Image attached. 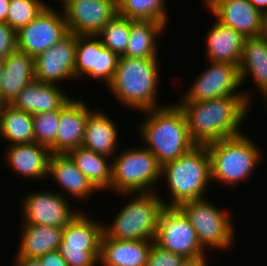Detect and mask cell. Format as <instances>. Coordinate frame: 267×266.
<instances>
[{
	"label": "cell",
	"instance_id": "16",
	"mask_svg": "<svg viewBox=\"0 0 267 266\" xmlns=\"http://www.w3.org/2000/svg\"><path fill=\"white\" fill-rule=\"evenodd\" d=\"M61 10L75 35H97L118 14L112 0H70Z\"/></svg>",
	"mask_w": 267,
	"mask_h": 266
},
{
	"label": "cell",
	"instance_id": "45",
	"mask_svg": "<svg viewBox=\"0 0 267 266\" xmlns=\"http://www.w3.org/2000/svg\"><path fill=\"white\" fill-rule=\"evenodd\" d=\"M3 106H4V103H2V102L0 101V119H1V112H2V108H3Z\"/></svg>",
	"mask_w": 267,
	"mask_h": 266
},
{
	"label": "cell",
	"instance_id": "12",
	"mask_svg": "<svg viewBox=\"0 0 267 266\" xmlns=\"http://www.w3.org/2000/svg\"><path fill=\"white\" fill-rule=\"evenodd\" d=\"M47 6L28 25L20 28L17 34V50L35 58L69 34L63 13Z\"/></svg>",
	"mask_w": 267,
	"mask_h": 266
},
{
	"label": "cell",
	"instance_id": "36",
	"mask_svg": "<svg viewBox=\"0 0 267 266\" xmlns=\"http://www.w3.org/2000/svg\"><path fill=\"white\" fill-rule=\"evenodd\" d=\"M17 50V34L6 22L0 23V59Z\"/></svg>",
	"mask_w": 267,
	"mask_h": 266
},
{
	"label": "cell",
	"instance_id": "31",
	"mask_svg": "<svg viewBox=\"0 0 267 266\" xmlns=\"http://www.w3.org/2000/svg\"><path fill=\"white\" fill-rule=\"evenodd\" d=\"M164 0H123L118 14L130 20H151L168 25V12Z\"/></svg>",
	"mask_w": 267,
	"mask_h": 266
},
{
	"label": "cell",
	"instance_id": "25",
	"mask_svg": "<svg viewBox=\"0 0 267 266\" xmlns=\"http://www.w3.org/2000/svg\"><path fill=\"white\" fill-rule=\"evenodd\" d=\"M206 56L209 61L224 62L239 66L243 43L246 37L215 19L205 36Z\"/></svg>",
	"mask_w": 267,
	"mask_h": 266
},
{
	"label": "cell",
	"instance_id": "7",
	"mask_svg": "<svg viewBox=\"0 0 267 266\" xmlns=\"http://www.w3.org/2000/svg\"><path fill=\"white\" fill-rule=\"evenodd\" d=\"M111 160L109 191L119 194L157 191L153 185H157L162 177V166L147 148L124 149L121 153L117 152Z\"/></svg>",
	"mask_w": 267,
	"mask_h": 266
},
{
	"label": "cell",
	"instance_id": "22",
	"mask_svg": "<svg viewBox=\"0 0 267 266\" xmlns=\"http://www.w3.org/2000/svg\"><path fill=\"white\" fill-rule=\"evenodd\" d=\"M48 175L67 193L66 198L70 195L76 201L86 202L98 191L68 154H51Z\"/></svg>",
	"mask_w": 267,
	"mask_h": 266
},
{
	"label": "cell",
	"instance_id": "11",
	"mask_svg": "<svg viewBox=\"0 0 267 266\" xmlns=\"http://www.w3.org/2000/svg\"><path fill=\"white\" fill-rule=\"evenodd\" d=\"M210 67L197 75L180 102H200L224 96H244L251 105L248 91L240 90L241 80L238 66L224 62L210 61Z\"/></svg>",
	"mask_w": 267,
	"mask_h": 266
},
{
	"label": "cell",
	"instance_id": "30",
	"mask_svg": "<svg viewBox=\"0 0 267 266\" xmlns=\"http://www.w3.org/2000/svg\"><path fill=\"white\" fill-rule=\"evenodd\" d=\"M0 138L10 145L34 142L33 115L4 104L0 119Z\"/></svg>",
	"mask_w": 267,
	"mask_h": 266
},
{
	"label": "cell",
	"instance_id": "28",
	"mask_svg": "<svg viewBox=\"0 0 267 266\" xmlns=\"http://www.w3.org/2000/svg\"><path fill=\"white\" fill-rule=\"evenodd\" d=\"M167 28L164 24L151 20H130V35L125 53L131 58H158L157 38Z\"/></svg>",
	"mask_w": 267,
	"mask_h": 266
},
{
	"label": "cell",
	"instance_id": "21",
	"mask_svg": "<svg viewBox=\"0 0 267 266\" xmlns=\"http://www.w3.org/2000/svg\"><path fill=\"white\" fill-rule=\"evenodd\" d=\"M154 241L117 240L104 233L100 241L99 264L102 266H146Z\"/></svg>",
	"mask_w": 267,
	"mask_h": 266
},
{
	"label": "cell",
	"instance_id": "39",
	"mask_svg": "<svg viewBox=\"0 0 267 266\" xmlns=\"http://www.w3.org/2000/svg\"><path fill=\"white\" fill-rule=\"evenodd\" d=\"M10 0H0V23L6 22Z\"/></svg>",
	"mask_w": 267,
	"mask_h": 266
},
{
	"label": "cell",
	"instance_id": "9",
	"mask_svg": "<svg viewBox=\"0 0 267 266\" xmlns=\"http://www.w3.org/2000/svg\"><path fill=\"white\" fill-rule=\"evenodd\" d=\"M90 217L81 211L63 228L58 251L68 266H97L99 263L104 223Z\"/></svg>",
	"mask_w": 267,
	"mask_h": 266
},
{
	"label": "cell",
	"instance_id": "17",
	"mask_svg": "<svg viewBox=\"0 0 267 266\" xmlns=\"http://www.w3.org/2000/svg\"><path fill=\"white\" fill-rule=\"evenodd\" d=\"M216 20L244 37L263 35V14L249 0H205Z\"/></svg>",
	"mask_w": 267,
	"mask_h": 266
},
{
	"label": "cell",
	"instance_id": "8",
	"mask_svg": "<svg viewBox=\"0 0 267 266\" xmlns=\"http://www.w3.org/2000/svg\"><path fill=\"white\" fill-rule=\"evenodd\" d=\"M207 199L191 200L182 203L178 208L189 219L205 251L210 247L227 251L234 244L233 218L227 209L221 210Z\"/></svg>",
	"mask_w": 267,
	"mask_h": 266
},
{
	"label": "cell",
	"instance_id": "34",
	"mask_svg": "<svg viewBox=\"0 0 267 266\" xmlns=\"http://www.w3.org/2000/svg\"><path fill=\"white\" fill-rule=\"evenodd\" d=\"M60 109L33 115L34 142L51 147L56 142Z\"/></svg>",
	"mask_w": 267,
	"mask_h": 266
},
{
	"label": "cell",
	"instance_id": "4",
	"mask_svg": "<svg viewBox=\"0 0 267 266\" xmlns=\"http://www.w3.org/2000/svg\"><path fill=\"white\" fill-rule=\"evenodd\" d=\"M161 176L169 188L170 200L165 207H179L182 203L206 198L211 183V159L206 145H195L178 159L162 166Z\"/></svg>",
	"mask_w": 267,
	"mask_h": 266
},
{
	"label": "cell",
	"instance_id": "6",
	"mask_svg": "<svg viewBox=\"0 0 267 266\" xmlns=\"http://www.w3.org/2000/svg\"><path fill=\"white\" fill-rule=\"evenodd\" d=\"M130 197L114 216V220L103 225V233L117 240L154 241L158 228L159 216L165 208L158 191L148 193H122ZM134 196V197H133ZM161 196V197H160ZM133 197V198H132Z\"/></svg>",
	"mask_w": 267,
	"mask_h": 266
},
{
	"label": "cell",
	"instance_id": "29",
	"mask_svg": "<svg viewBox=\"0 0 267 266\" xmlns=\"http://www.w3.org/2000/svg\"><path fill=\"white\" fill-rule=\"evenodd\" d=\"M67 154L98 192L110 189L111 158L83 147L70 150Z\"/></svg>",
	"mask_w": 267,
	"mask_h": 266
},
{
	"label": "cell",
	"instance_id": "15",
	"mask_svg": "<svg viewBox=\"0 0 267 266\" xmlns=\"http://www.w3.org/2000/svg\"><path fill=\"white\" fill-rule=\"evenodd\" d=\"M77 35L69 33L61 41L34 58L35 79L42 83L60 85L75 80Z\"/></svg>",
	"mask_w": 267,
	"mask_h": 266
},
{
	"label": "cell",
	"instance_id": "13",
	"mask_svg": "<svg viewBox=\"0 0 267 266\" xmlns=\"http://www.w3.org/2000/svg\"><path fill=\"white\" fill-rule=\"evenodd\" d=\"M37 191V192H36ZM22 200L23 224L64 228L81 211L72 209L62 192L36 190Z\"/></svg>",
	"mask_w": 267,
	"mask_h": 266
},
{
	"label": "cell",
	"instance_id": "37",
	"mask_svg": "<svg viewBox=\"0 0 267 266\" xmlns=\"http://www.w3.org/2000/svg\"><path fill=\"white\" fill-rule=\"evenodd\" d=\"M42 266H68L58 250L48 252L38 257Z\"/></svg>",
	"mask_w": 267,
	"mask_h": 266
},
{
	"label": "cell",
	"instance_id": "19",
	"mask_svg": "<svg viewBox=\"0 0 267 266\" xmlns=\"http://www.w3.org/2000/svg\"><path fill=\"white\" fill-rule=\"evenodd\" d=\"M7 167L24 178L42 180L49 175L51 150L36 142L29 144L9 145L5 150Z\"/></svg>",
	"mask_w": 267,
	"mask_h": 266
},
{
	"label": "cell",
	"instance_id": "44",
	"mask_svg": "<svg viewBox=\"0 0 267 266\" xmlns=\"http://www.w3.org/2000/svg\"><path fill=\"white\" fill-rule=\"evenodd\" d=\"M58 1H60L61 2V8L65 5V4H67L70 0H58Z\"/></svg>",
	"mask_w": 267,
	"mask_h": 266
},
{
	"label": "cell",
	"instance_id": "32",
	"mask_svg": "<svg viewBox=\"0 0 267 266\" xmlns=\"http://www.w3.org/2000/svg\"><path fill=\"white\" fill-rule=\"evenodd\" d=\"M130 35V19L117 14L97 34L104 47L119 56L125 53Z\"/></svg>",
	"mask_w": 267,
	"mask_h": 266
},
{
	"label": "cell",
	"instance_id": "3",
	"mask_svg": "<svg viewBox=\"0 0 267 266\" xmlns=\"http://www.w3.org/2000/svg\"><path fill=\"white\" fill-rule=\"evenodd\" d=\"M157 59L119 56L115 74L107 85L113 98L138 112L164 106L157 103L160 80Z\"/></svg>",
	"mask_w": 267,
	"mask_h": 266
},
{
	"label": "cell",
	"instance_id": "27",
	"mask_svg": "<svg viewBox=\"0 0 267 266\" xmlns=\"http://www.w3.org/2000/svg\"><path fill=\"white\" fill-rule=\"evenodd\" d=\"M16 256L38 258L58 250L62 241L63 228L24 224Z\"/></svg>",
	"mask_w": 267,
	"mask_h": 266
},
{
	"label": "cell",
	"instance_id": "26",
	"mask_svg": "<svg viewBox=\"0 0 267 266\" xmlns=\"http://www.w3.org/2000/svg\"><path fill=\"white\" fill-rule=\"evenodd\" d=\"M241 85L247 75L255 82L263 99L267 97V37L265 35L247 37L243 43L238 66Z\"/></svg>",
	"mask_w": 267,
	"mask_h": 266
},
{
	"label": "cell",
	"instance_id": "42",
	"mask_svg": "<svg viewBox=\"0 0 267 266\" xmlns=\"http://www.w3.org/2000/svg\"><path fill=\"white\" fill-rule=\"evenodd\" d=\"M263 35L267 37V11L263 14Z\"/></svg>",
	"mask_w": 267,
	"mask_h": 266
},
{
	"label": "cell",
	"instance_id": "2",
	"mask_svg": "<svg viewBox=\"0 0 267 266\" xmlns=\"http://www.w3.org/2000/svg\"><path fill=\"white\" fill-rule=\"evenodd\" d=\"M143 114L146 119L139 127L143 146L161 166L178 159L196 145L189 134L184 112L177 103L146 110Z\"/></svg>",
	"mask_w": 267,
	"mask_h": 266
},
{
	"label": "cell",
	"instance_id": "10",
	"mask_svg": "<svg viewBox=\"0 0 267 266\" xmlns=\"http://www.w3.org/2000/svg\"><path fill=\"white\" fill-rule=\"evenodd\" d=\"M154 243L187 260L207 258L189 219L178 207H165L159 216Z\"/></svg>",
	"mask_w": 267,
	"mask_h": 266
},
{
	"label": "cell",
	"instance_id": "5",
	"mask_svg": "<svg viewBox=\"0 0 267 266\" xmlns=\"http://www.w3.org/2000/svg\"><path fill=\"white\" fill-rule=\"evenodd\" d=\"M206 147L211 159V180L229 187L249 179L264 157L260 147L245 133L208 143Z\"/></svg>",
	"mask_w": 267,
	"mask_h": 266
},
{
	"label": "cell",
	"instance_id": "35",
	"mask_svg": "<svg viewBox=\"0 0 267 266\" xmlns=\"http://www.w3.org/2000/svg\"><path fill=\"white\" fill-rule=\"evenodd\" d=\"M186 261L183 256L164 250L153 243L146 266H182Z\"/></svg>",
	"mask_w": 267,
	"mask_h": 266
},
{
	"label": "cell",
	"instance_id": "47",
	"mask_svg": "<svg viewBox=\"0 0 267 266\" xmlns=\"http://www.w3.org/2000/svg\"><path fill=\"white\" fill-rule=\"evenodd\" d=\"M263 100L265 101V104H267V97H265ZM265 106H266V109H267V105H265Z\"/></svg>",
	"mask_w": 267,
	"mask_h": 266
},
{
	"label": "cell",
	"instance_id": "40",
	"mask_svg": "<svg viewBox=\"0 0 267 266\" xmlns=\"http://www.w3.org/2000/svg\"><path fill=\"white\" fill-rule=\"evenodd\" d=\"M250 3L262 14L267 11V0H249Z\"/></svg>",
	"mask_w": 267,
	"mask_h": 266
},
{
	"label": "cell",
	"instance_id": "33",
	"mask_svg": "<svg viewBox=\"0 0 267 266\" xmlns=\"http://www.w3.org/2000/svg\"><path fill=\"white\" fill-rule=\"evenodd\" d=\"M49 6L43 0H10L6 23L16 32L28 25Z\"/></svg>",
	"mask_w": 267,
	"mask_h": 266
},
{
	"label": "cell",
	"instance_id": "46",
	"mask_svg": "<svg viewBox=\"0 0 267 266\" xmlns=\"http://www.w3.org/2000/svg\"><path fill=\"white\" fill-rule=\"evenodd\" d=\"M116 5H118L119 3H121V1L123 0H112Z\"/></svg>",
	"mask_w": 267,
	"mask_h": 266
},
{
	"label": "cell",
	"instance_id": "38",
	"mask_svg": "<svg viewBox=\"0 0 267 266\" xmlns=\"http://www.w3.org/2000/svg\"><path fill=\"white\" fill-rule=\"evenodd\" d=\"M14 266H42L38 258L15 256Z\"/></svg>",
	"mask_w": 267,
	"mask_h": 266
},
{
	"label": "cell",
	"instance_id": "14",
	"mask_svg": "<svg viewBox=\"0 0 267 266\" xmlns=\"http://www.w3.org/2000/svg\"><path fill=\"white\" fill-rule=\"evenodd\" d=\"M119 55L103 46L97 35H77L75 79L83 76L102 80L108 85L117 68Z\"/></svg>",
	"mask_w": 267,
	"mask_h": 266
},
{
	"label": "cell",
	"instance_id": "20",
	"mask_svg": "<svg viewBox=\"0 0 267 266\" xmlns=\"http://www.w3.org/2000/svg\"><path fill=\"white\" fill-rule=\"evenodd\" d=\"M59 86L35 80L19 92L11 105L32 115L59 110L71 99Z\"/></svg>",
	"mask_w": 267,
	"mask_h": 266
},
{
	"label": "cell",
	"instance_id": "41",
	"mask_svg": "<svg viewBox=\"0 0 267 266\" xmlns=\"http://www.w3.org/2000/svg\"><path fill=\"white\" fill-rule=\"evenodd\" d=\"M207 258H200L196 260H187L182 266H208Z\"/></svg>",
	"mask_w": 267,
	"mask_h": 266
},
{
	"label": "cell",
	"instance_id": "23",
	"mask_svg": "<svg viewBox=\"0 0 267 266\" xmlns=\"http://www.w3.org/2000/svg\"><path fill=\"white\" fill-rule=\"evenodd\" d=\"M3 64L0 101L4 104H11L26 85L36 80L34 58L15 50L3 60Z\"/></svg>",
	"mask_w": 267,
	"mask_h": 266
},
{
	"label": "cell",
	"instance_id": "43",
	"mask_svg": "<svg viewBox=\"0 0 267 266\" xmlns=\"http://www.w3.org/2000/svg\"><path fill=\"white\" fill-rule=\"evenodd\" d=\"M3 73H4V64H3V59H0V84L3 79Z\"/></svg>",
	"mask_w": 267,
	"mask_h": 266
},
{
	"label": "cell",
	"instance_id": "24",
	"mask_svg": "<svg viewBox=\"0 0 267 266\" xmlns=\"http://www.w3.org/2000/svg\"><path fill=\"white\" fill-rule=\"evenodd\" d=\"M112 117H109L106 112L93 110L89 113L82 147L92 150L95 153L105 155L113 158L119 147L118 142V128L114 124Z\"/></svg>",
	"mask_w": 267,
	"mask_h": 266
},
{
	"label": "cell",
	"instance_id": "18",
	"mask_svg": "<svg viewBox=\"0 0 267 266\" xmlns=\"http://www.w3.org/2000/svg\"><path fill=\"white\" fill-rule=\"evenodd\" d=\"M92 110L83 99L71 98L61 109L56 142L50 147L52 154H67L82 147L86 122Z\"/></svg>",
	"mask_w": 267,
	"mask_h": 266
},
{
	"label": "cell",
	"instance_id": "1",
	"mask_svg": "<svg viewBox=\"0 0 267 266\" xmlns=\"http://www.w3.org/2000/svg\"><path fill=\"white\" fill-rule=\"evenodd\" d=\"M184 112L189 134L196 145L244 133L240 125L250 112L244 96H224L200 102H176Z\"/></svg>",
	"mask_w": 267,
	"mask_h": 266
}]
</instances>
